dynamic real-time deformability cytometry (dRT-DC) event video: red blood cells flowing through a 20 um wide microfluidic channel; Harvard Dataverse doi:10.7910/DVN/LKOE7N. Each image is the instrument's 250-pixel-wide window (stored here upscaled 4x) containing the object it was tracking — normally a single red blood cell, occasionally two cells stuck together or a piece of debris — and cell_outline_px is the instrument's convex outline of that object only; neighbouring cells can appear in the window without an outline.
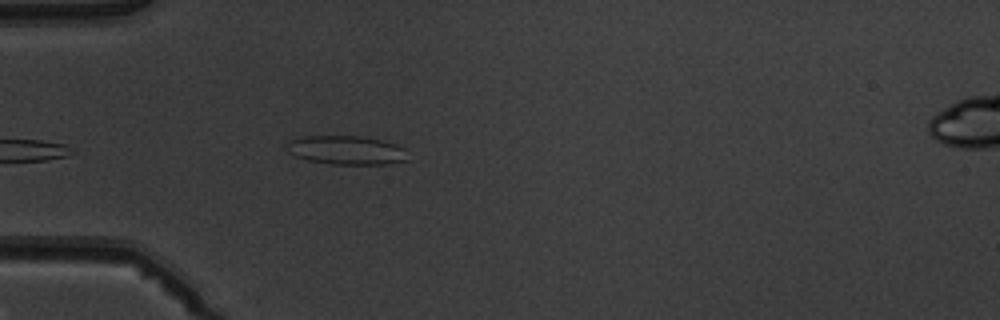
{"species": "common noctule bat (a hibernating species)", "species_latin": "Nyctalus noctula", "temperature_condition": "warm", "stored_images_in_passage": 6, "camera_frame_rate_fps": 3000, "um_per_image_px": 0.085, "animal": {"sex": "male", "body_mass_g": 19.5, "forearm_length_mm": 54.6}, "frame": {"image": 1, "passage_image": 6, "time_ms": 6.0, "image_size_px": [1000, 320], "cell_outline_px": [[408, 160], [388, 164], [328, 164], [308, 160], [296, 156], [288, 152], [288, 140], [304, 136], [360, 136], [380, 140], [396, 144], [404, 148]], "centroid_in_image_um": [29.44, 12.77], "position_along_channel_um": 55.6, "area_um2": 20.29}}